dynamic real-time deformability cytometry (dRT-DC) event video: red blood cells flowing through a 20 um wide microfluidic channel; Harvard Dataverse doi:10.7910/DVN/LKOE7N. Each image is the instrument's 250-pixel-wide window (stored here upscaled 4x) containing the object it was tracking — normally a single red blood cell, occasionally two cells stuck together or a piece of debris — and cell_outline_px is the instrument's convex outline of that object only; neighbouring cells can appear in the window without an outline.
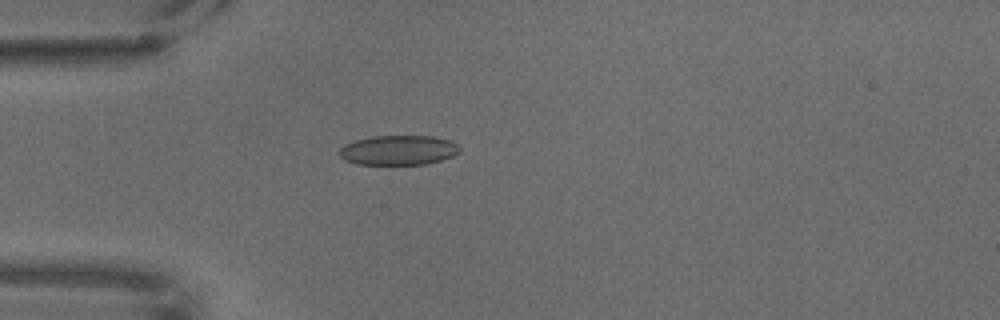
{"species": "common noctule bat (a hibernating species)", "species_latin": "Nyctalus noctula", "temperature_condition": "warm", "stored_images_in_passage": 50, "camera_frame_rate_fps": 3000, "um_per_image_px": 0.085, "animal": {"sex": "male", "body_mass_g": 18.8}, "frame": {"image": 1, "passage_image": 1, "time_ms": 0.0, "image_size_px": [1000, 320], "cell_outline_px": [[460, 152], [452, 156], [440, 160], [424, 164], [356, 164], [344, 160], [340, 156], [340, 148], [344, 144], [356, 140], [372, 136], [432, 136], [448, 140], [456, 144], [460, 148]], "centroid_in_image_um": [33.84, 12.76], "position_along_channel_um": 51.2, "area_um2": 20.69}}
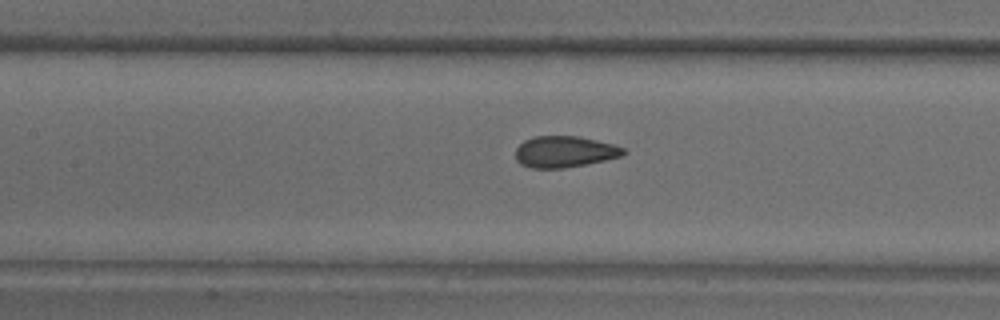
{"frame": {"image": 2, "passage_image": 13, "time_ms": 4.0, "image_size_px": [1000, 320], "cell_outline_px": [[628, 152], [620, 156], [604, 160], [564, 168], [532, 168], [520, 164], [516, 160], [516, 148], [524, 140], [532, 136], [580, 136], [612, 144], [624, 148]], "centroid_in_image_um": [47.96, 12.89], "position_along_channel_um": 159.4, "area_um2": 19.65}}
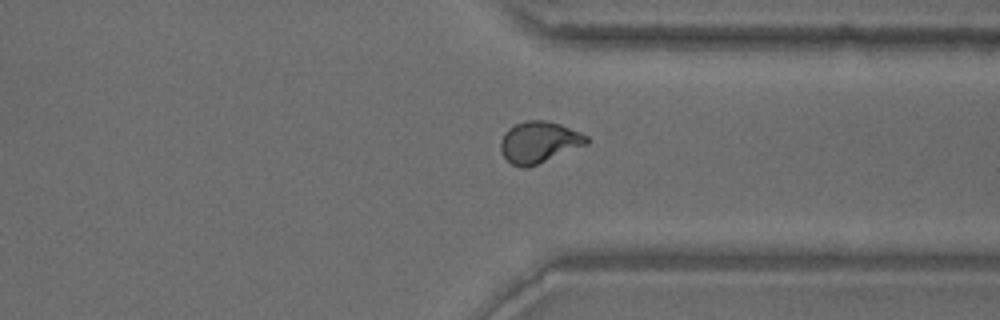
{"frame": {"image": 3, "passage_image": 34, "time_ms": 11.0, "image_size_px": [1000, 320], "cell_outline_px": [[588, 144], [536, 164], [524, 168], [520, 168], [512, 164], [500, 152], [500, 140], [504, 132], [508, 128], [516, 124], [528, 120], [548, 120], [560, 124], [580, 132], [588, 136]], "centroid_in_image_um": [45.79, 12.07], "position_along_channel_um": 365.6, "area_um2": 20.69}}